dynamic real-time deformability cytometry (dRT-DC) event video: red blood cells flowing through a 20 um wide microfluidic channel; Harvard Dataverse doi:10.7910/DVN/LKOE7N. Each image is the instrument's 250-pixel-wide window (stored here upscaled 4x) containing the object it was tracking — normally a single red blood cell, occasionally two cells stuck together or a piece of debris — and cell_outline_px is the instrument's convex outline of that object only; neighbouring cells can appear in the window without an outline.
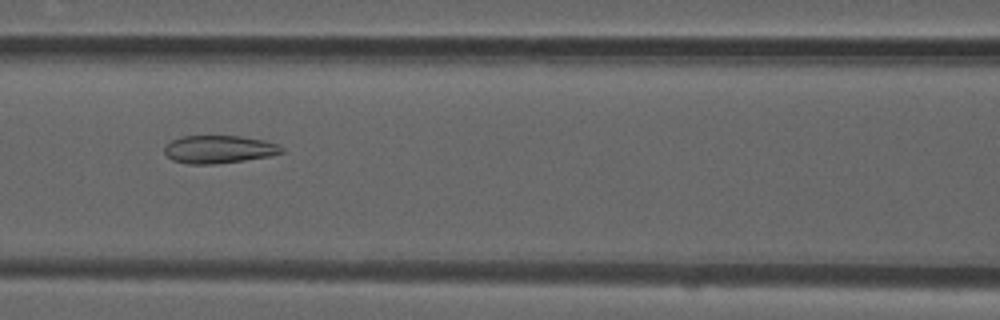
{"species": "common noctule bat (a hibernating species)", "species_latin": "Nyctalus noctula", "temperature_condition": "room temperature", "stored_images_in_passage": 38, "camera_frame_rate_fps": 3000, "um_per_image_px": 0.085, "animal": {"sex": "male", "forearm_length_mm": 52.5}, "frame": {"image": 1, "passage_image": 9, "time_ms": 2.667, "image_size_px": [1000, 320], "cell_outline_px": [[284, 152], [272, 156], [216, 164], [188, 164], [172, 160], [164, 152], [164, 144], [172, 140], [184, 136], [240, 136], [264, 140], [276, 144], [284, 148]], "centroid_in_image_um": [18.61, 12.7], "position_along_channel_um": 148.0, "area_um2": 19.13}}
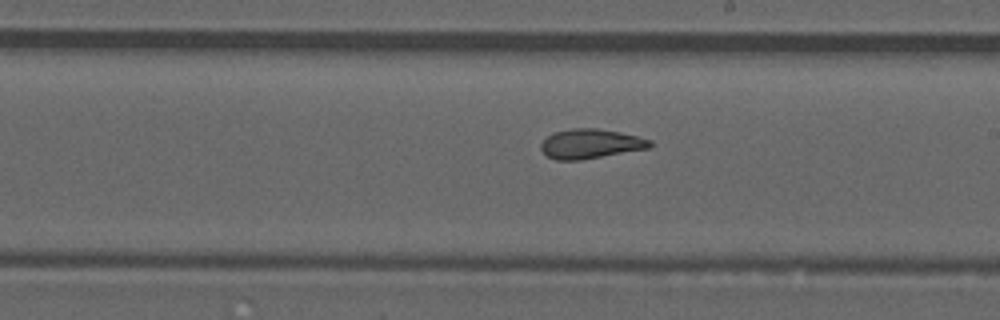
{"frame": {"image": 2, "passage_image": 16, "time_ms": 5.0, "image_size_px": [1000, 320], "cell_outline_px": [[652, 144], [648, 148], [580, 160], [556, 160], [548, 156], [540, 148], [540, 144], [552, 132], [572, 128], [596, 128], [620, 132], [652, 140]], "centroid_in_image_um": [50.17, 12.21], "position_along_channel_um": 238.8, "area_um2": 18.61}}
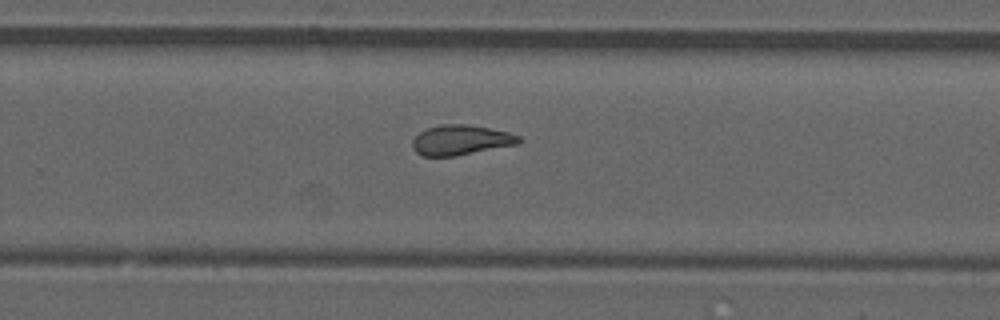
{"frame": {"image": 3, "passage_image": 20, "time_ms": 6.333, "image_size_px": [1000, 320], "cell_outline_px": [[520, 144], [456, 156], [424, 156], [416, 152], [412, 148], [412, 140], [420, 132], [428, 128], [440, 124], [468, 124], [508, 132], [520, 136]], "centroid_in_image_um": [39.17, 11.91], "position_along_channel_um": 290.6, "area_um2": 18.67}, "authors_computed_cell_mechanics": {"area_um2": 18.9873, "velocity_mm_per_s": 3.9044, "shape_relaxation_time_tau1_ms": null, "shape_relaxation_time_tau2_ms": 1.7121, "deformation_change_tau1": null, "deformation_change_tau2": 0.0807}}